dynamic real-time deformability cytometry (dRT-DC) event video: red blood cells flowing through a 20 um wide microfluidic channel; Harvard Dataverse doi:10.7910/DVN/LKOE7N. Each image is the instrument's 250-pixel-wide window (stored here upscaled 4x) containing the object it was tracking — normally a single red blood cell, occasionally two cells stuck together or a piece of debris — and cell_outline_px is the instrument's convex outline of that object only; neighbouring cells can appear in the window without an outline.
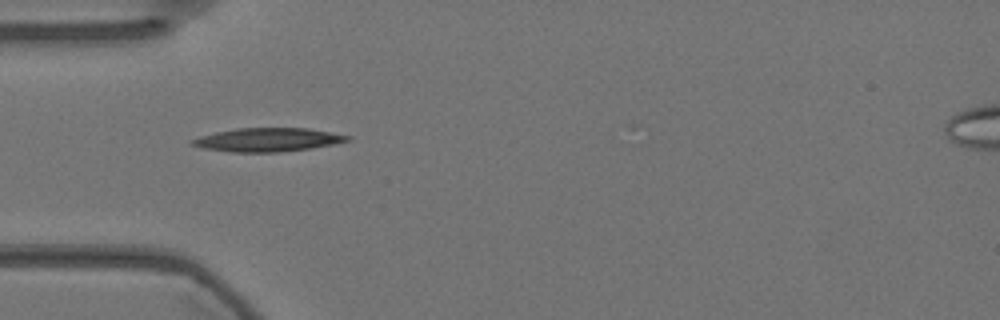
{"species": "Egyptian fruit bat (a non-hibernating species)", "species_latin": "Rousettus aegyptiacus", "temperature_condition": "warm", "stored_images_in_passage": 24, "camera_frame_rate_fps": 3000, "um_per_image_px": 0.085, "animal": {"sex": "female"}, "frame": {"image": 1, "passage_image": 1, "time_ms": 0.0, "image_size_px": [1000, 320], "cell_outline_px": [[352, 140], [312, 148], [276, 152], [232, 152], [204, 148], [188, 144], [188, 140], [200, 136], [216, 132], [236, 128], [308, 128], [352, 136]], "centroid_in_image_um": [22.74, 11.87], "position_along_channel_um": 62.3, "area_um2": 21.39}}
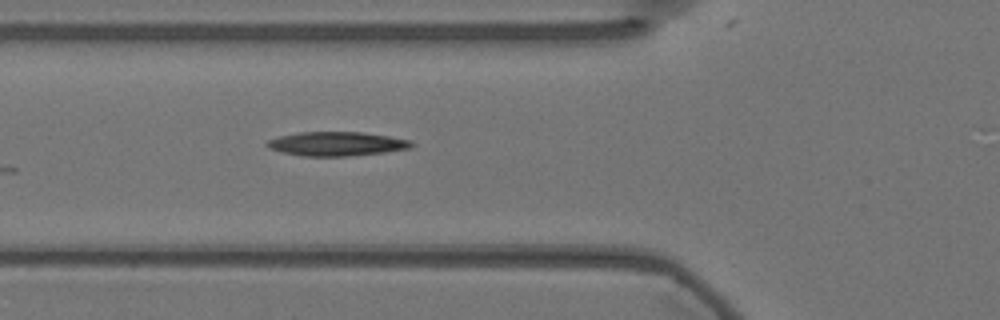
{"frame": {"image": 2, "passage_image": 4, "time_ms": 1.0, "image_size_px": [1000, 320], "cell_outline_px": [[416, 144], [412, 148], [384, 152], [348, 156], [300, 156], [268, 148], [264, 144], [268, 140], [280, 136], [300, 132], [360, 132], [388, 136], [412, 140]], "centroid_in_image_um": [28.64, 12.22], "position_along_channel_um": 97.2, "area_um2": 20.29}}